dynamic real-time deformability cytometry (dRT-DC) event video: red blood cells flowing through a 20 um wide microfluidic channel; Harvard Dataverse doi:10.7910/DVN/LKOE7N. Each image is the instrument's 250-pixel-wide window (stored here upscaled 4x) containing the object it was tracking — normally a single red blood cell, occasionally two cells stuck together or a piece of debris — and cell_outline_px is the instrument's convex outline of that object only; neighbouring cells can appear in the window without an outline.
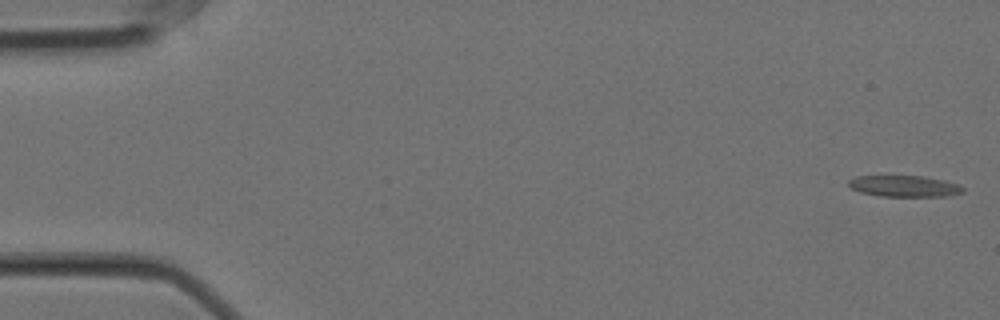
{"species": "Egyptian fruit bat (a non-hibernating species)", "species_latin": "Rousettus aegyptiacus", "temperature_condition": "cold", "stored_images_in_passage": 5, "camera_frame_rate_fps": 3000, "um_per_image_px": 0.085, "animal": {"sex": "female"}, "frame": {"image": 1, "passage_image": 1, "time_ms": 0.0, "image_size_px": [1000, 320], "cell_outline_px": [[964, 192], [944, 196], [880, 196], [860, 192], [852, 188], [848, 184], [848, 180], [856, 176], [924, 176], [944, 180], [956, 184], [964, 188]], "centroid_in_image_um": [76.85, 15.82], "position_along_channel_um": 8.2, "area_um2": 14.05}}